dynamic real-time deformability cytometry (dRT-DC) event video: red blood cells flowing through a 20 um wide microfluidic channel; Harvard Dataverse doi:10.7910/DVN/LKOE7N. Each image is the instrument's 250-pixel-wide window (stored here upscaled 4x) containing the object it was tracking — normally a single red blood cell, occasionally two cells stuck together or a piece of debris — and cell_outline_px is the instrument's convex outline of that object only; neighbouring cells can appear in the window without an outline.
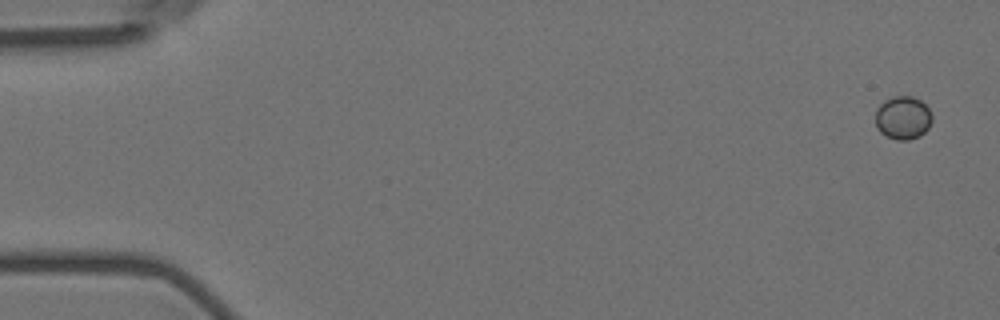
{"species": "Egyptian fruit bat (a non-hibernating species)", "species_latin": "Rousettus aegyptiacus", "temperature_condition": "room temperature", "stored_images_in_passage": 56, "camera_frame_rate_fps": 3000, "um_per_image_px": 0.085, "animal": {"sex": "female"}, "frame": {"image": 1, "passage_image": 1, "time_ms": 0.0, "image_size_px": [1000, 320], "cell_outline_px": [[932, 120], [928, 128], [920, 136], [908, 140], [896, 140], [880, 132], [876, 128], [876, 108], [884, 100], [892, 96], [912, 96], [920, 100], [928, 108], [932, 116]], "centroid_in_image_um": [76.74, 10.0], "position_along_channel_um": 8.3, "area_um2": 14.33}}
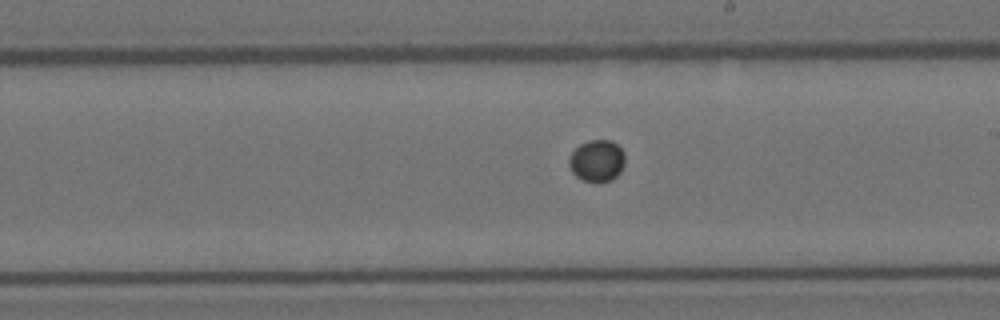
{"frame": {"image": 2, "passage_image": 32, "time_ms": 10.333, "image_size_px": [1000, 320], "cell_outline_px": [[624, 164], [620, 172], [612, 180], [596, 184], [584, 180], [576, 176], [572, 172], [568, 164], [568, 160], [572, 152], [580, 144], [588, 140], [612, 140], [624, 152]], "centroid_in_image_um": [50.73, 13.68], "position_along_channel_um": 238.3, "area_um2": 13.81}}
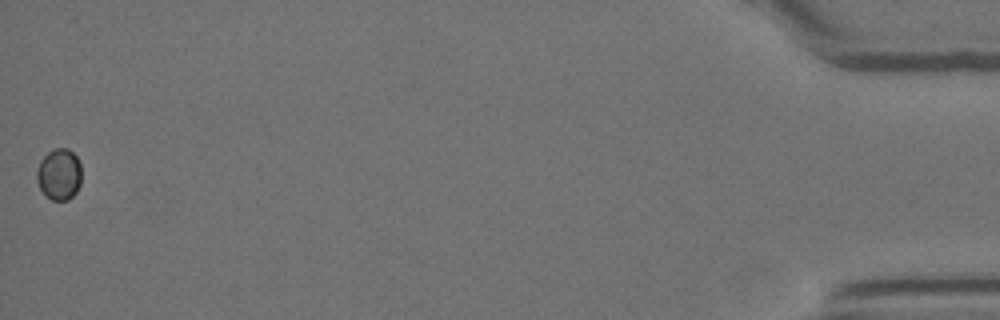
{"frame": {"image": 3, "passage_image": 56, "time_ms": 18.333, "image_size_px": [1000, 320], "cell_outline_px": [[80, 184], [76, 192], [68, 200], [52, 200], [40, 188], [36, 180], [36, 172], [40, 160], [48, 152], [56, 148], [68, 148], [76, 156], [80, 164]], "centroid_in_image_um": [5.02, 14.8], "position_along_channel_um": 430.2, "area_um2": 13.29}}